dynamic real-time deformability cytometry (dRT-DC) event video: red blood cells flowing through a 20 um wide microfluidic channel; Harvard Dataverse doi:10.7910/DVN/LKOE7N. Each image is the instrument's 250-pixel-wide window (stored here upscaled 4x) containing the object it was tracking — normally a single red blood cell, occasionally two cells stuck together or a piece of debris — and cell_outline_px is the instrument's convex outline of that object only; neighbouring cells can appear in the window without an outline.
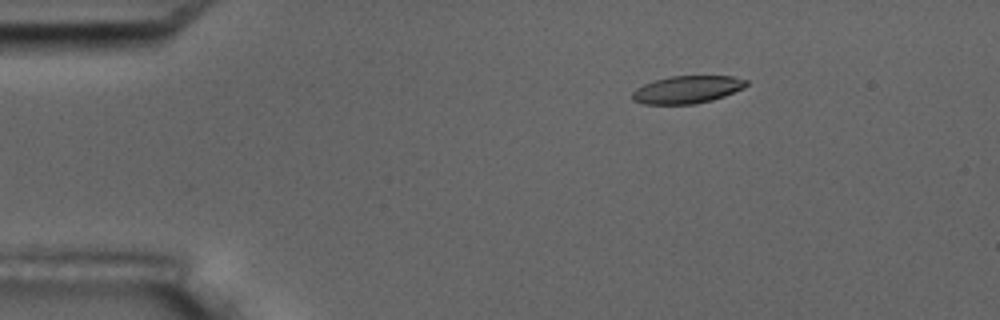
{"species": "common noctule bat (a hibernating species)", "species_latin": "Nyctalus noctula", "temperature_condition": "room temperature", "stored_images_in_passage": 5, "camera_frame_rate_fps": 3000, "um_per_image_px": 0.085, "animal": {"sex": "male", "body_mass_g": 17.5, "forearm_length_mm": 52.3}, "frame": {"image": 1, "passage_image": 3, "time_ms": 2.0, "image_size_px": [1000, 320], "cell_outline_px": [[748, 84], [744, 88], [724, 96], [712, 100], [696, 104], [644, 104], [632, 100], [632, 92], [636, 88], [644, 84], [668, 76], [732, 76], [748, 80]], "centroid_in_image_um": [58.41, 7.61], "position_along_channel_um": 26.6, "area_um2": 18.38}}